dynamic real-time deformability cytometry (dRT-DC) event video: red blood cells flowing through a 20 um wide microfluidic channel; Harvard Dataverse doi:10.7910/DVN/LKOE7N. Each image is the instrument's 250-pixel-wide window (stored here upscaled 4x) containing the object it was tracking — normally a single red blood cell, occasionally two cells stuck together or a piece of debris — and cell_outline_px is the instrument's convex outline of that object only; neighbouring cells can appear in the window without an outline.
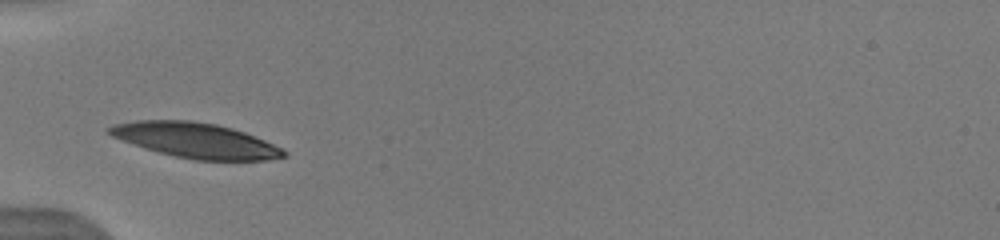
{"species": "human", "species_latin": "Homo sapiens", "temperature_condition": "warm", "stored_images_in_passage": 39, "camera_frame_rate_fps": 3000, "um_per_image_px": 0.085, "donor": {"sex": "male"}, "frame": {"image": 1, "passage_image": 1, "time_ms": 0.0, "image_size_px": [1000, 240], "cell_outline_px": [[288, 156], [268, 160], [196, 160], [176, 156], [160, 152], [112, 136], [104, 128], [112, 124], [136, 120], [192, 120], [216, 124], [232, 128], [244, 132], [264, 140], [288, 152]], "centroid_in_image_um": [16.64, 11.92], "position_along_channel_um": 68.4, "area_um2": 35.32}, "authors_computed_cell_mechanics": {"area_um2": 35.3158, "velocity_mm_per_s": 4.0154, "shape_relaxation_time_tau1_ms": 2.6611, "shape_relaxation_time_tau2_ms": null, "deformation_change_tau1": 0.1074, "deformation_change_tau2": null}}